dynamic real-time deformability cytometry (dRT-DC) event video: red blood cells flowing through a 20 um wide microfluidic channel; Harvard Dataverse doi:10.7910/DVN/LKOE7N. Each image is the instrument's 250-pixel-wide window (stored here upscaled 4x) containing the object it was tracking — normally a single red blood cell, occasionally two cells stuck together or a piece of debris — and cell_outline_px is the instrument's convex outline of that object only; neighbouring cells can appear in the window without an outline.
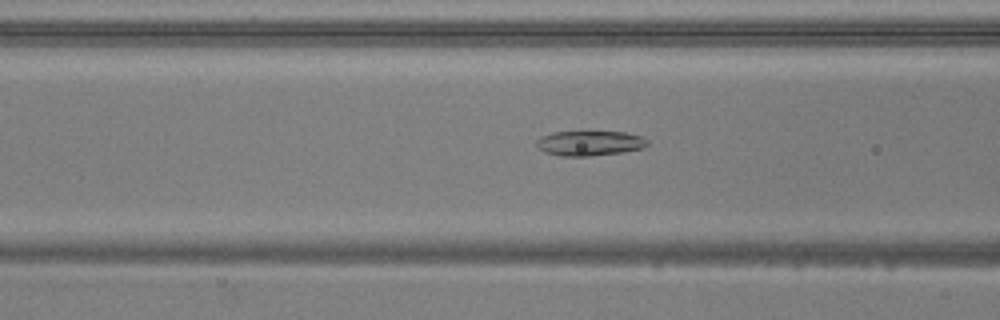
{"species": "common noctule bat (a hibernating species)", "species_latin": "Nyctalus noctula", "temperature_condition": "warm", "stored_images_in_passage": 44, "camera_frame_rate_fps": 3000, "um_per_image_px": 0.085, "animal": {"sex": "male", "body_mass_g": 20.5, "forearm_length_mm": 52.5}, "frame": {"image": 1, "passage_image": 22, "time_ms": 7.0, "image_size_px": [1000, 320], "cell_outline_px": [[648, 144], [644, 148], [624, 152], [588, 156], [560, 156], [544, 152], [536, 144], [536, 140], [540, 136], [552, 132], [624, 132], [640, 136], [648, 140]], "centroid_in_image_um": [50.11, 12.18], "position_along_channel_um": 116.5, "area_um2": 16.13}}
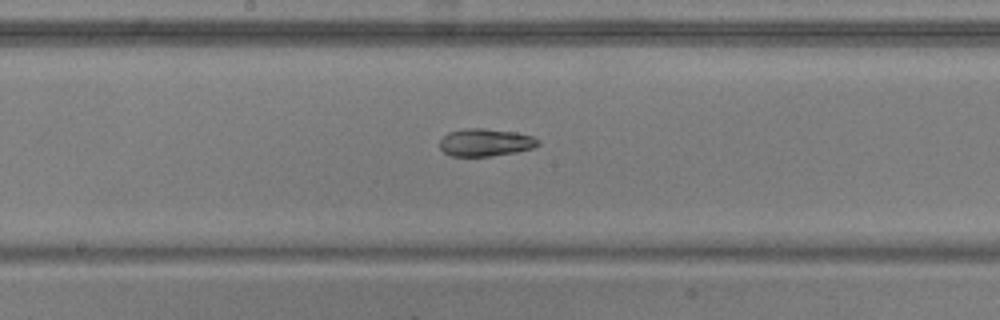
{"frame": {"image": 2, "passage_image": 29, "time_ms": 9.333, "image_size_px": [1000, 320], "cell_outline_px": [[540, 144], [532, 148], [516, 152], [488, 156], [452, 156], [444, 152], [440, 148], [440, 140], [448, 132], [464, 128], [484, 128], [516, 132], [532, 136], [540, 140]], "centroid_in_image_um": [41.26, 12.1], "position_along_channel_um": 206.9, "area_um2": 15.84}}
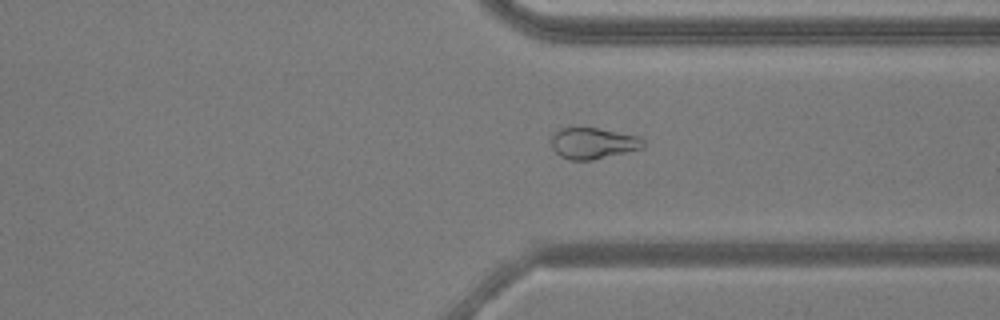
{"frame": {"image": 3, "passage_image": 41, "time_ms": 13.333, "image_size_px": [1000, 320], "cell_outline_px": [[644, 148], [592, 160], [568, 160], [560, 156], [552, 148], [552, 132], [560, 128], [596, 128], [640, 136], [644, 140]], "centroid_in_image_um": [50.41, 12.18], "position_along_channel_um": 361.0, "area_um2": 16.76}}